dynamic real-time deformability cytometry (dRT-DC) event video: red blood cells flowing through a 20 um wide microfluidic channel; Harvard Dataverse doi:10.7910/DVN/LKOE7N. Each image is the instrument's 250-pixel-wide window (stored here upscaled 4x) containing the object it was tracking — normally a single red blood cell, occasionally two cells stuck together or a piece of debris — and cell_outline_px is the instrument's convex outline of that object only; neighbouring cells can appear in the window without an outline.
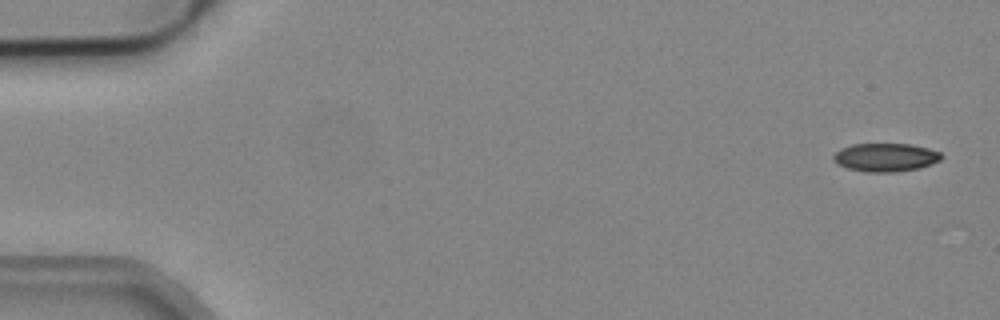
{"species": "common noctule bat (a hibernating species)", "species_latin": "Nyctalus noctula", "temperature_condition": "cold", "stored_images_in_passage": 4, "camera_frame_rate_fps": 3000, "um_per_image_px": 0.085, "animal": {"sex": "male", "body_mass_g": 19.2, "forearm_length_mm": 51.8}, "frame": {"image": 1, "passage_image": 1, "time_ms": 0.0, "image_size_px": [1000, 320], "cell_outline_px": [[944, 156], [940, 160], [916, 168], [896, 172], [868, 172], [848, 168], [832, 160], [832, 156], [840, 148], [852, 144], [912, 144], [928, 148], [940, 152]], "centroid_in_image_um": [75.25, 13.36], "position_along_channel_um": 9.7, "area_um2": 17.69}}
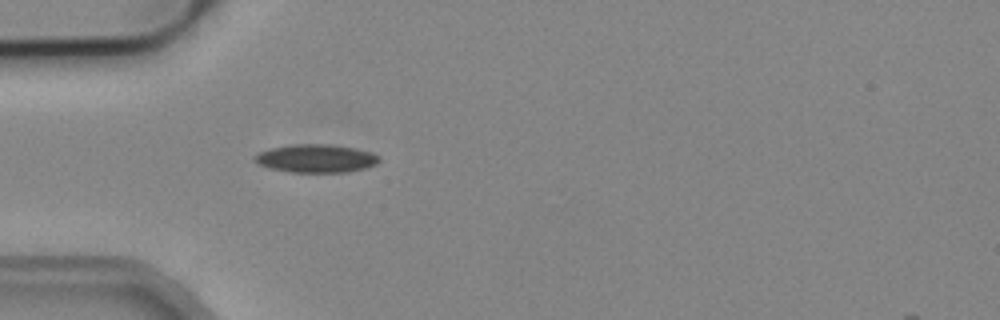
{"frame": {"image": 2, "passage_image": 4, "time_ms": 1.0, "image_size_px": [1000, 320], "cell_outline_px": [[380, 160], [376, 164], [364, 168], [348, 172], [292, 172], [268, 168], [252, 160], [252, 156], [260, 152], [272, 148], [292, 144], [328, 144], [352, 148], [368, 152], [380, 156]], "centroid_in_image_um": [26.82, 13.47], "position_along_channel_um": 58.2, "area_um2": 20.29}}